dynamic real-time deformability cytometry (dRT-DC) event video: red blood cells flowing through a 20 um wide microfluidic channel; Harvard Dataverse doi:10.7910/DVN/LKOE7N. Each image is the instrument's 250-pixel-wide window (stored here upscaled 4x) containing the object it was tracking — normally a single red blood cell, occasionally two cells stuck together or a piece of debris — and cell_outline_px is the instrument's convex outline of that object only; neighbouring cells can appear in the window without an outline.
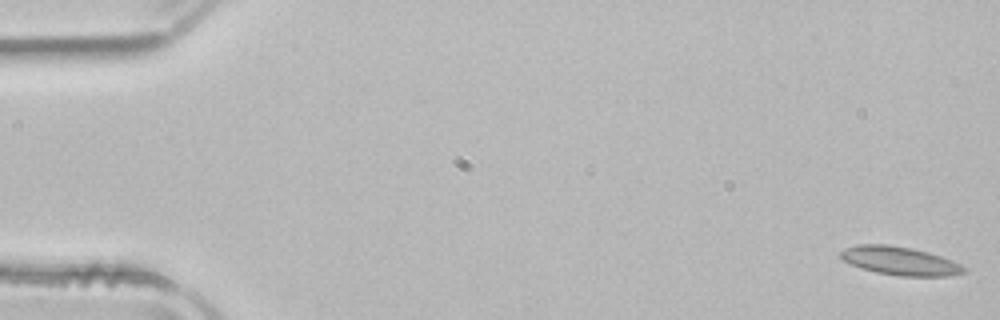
{"species": "common noctule bat (a hibernating species)", "species_latin": "Nyctalus noctula", "temperature_condition": "room temperature", "stored_images_in_passage": 5, "camera_frame_rate_fps": 3000, "um_per_image_px": 0.085, "animal": {"sex": "male", "body_mass_g": 21.5, "forearm_length_mm": 52.0}, "frame": {"image": 1, "passage_image": 1, "time_ms": 0.0, "image_size_px": [1000, 320], "cell_outline_px": [[968, 268], [964, 272], [948, 276], [900, 276], [876, 272], [852, 264], [844, 260], [840, 256], [840, 252], [844, 248], [856, 244], [884, 244], [912, 248], [928, 252], [952, 260]], "centroid_in_image_um": [76.51, 22.17], "position_along_channel_um": 8.5, "area_um2": 20.29}}